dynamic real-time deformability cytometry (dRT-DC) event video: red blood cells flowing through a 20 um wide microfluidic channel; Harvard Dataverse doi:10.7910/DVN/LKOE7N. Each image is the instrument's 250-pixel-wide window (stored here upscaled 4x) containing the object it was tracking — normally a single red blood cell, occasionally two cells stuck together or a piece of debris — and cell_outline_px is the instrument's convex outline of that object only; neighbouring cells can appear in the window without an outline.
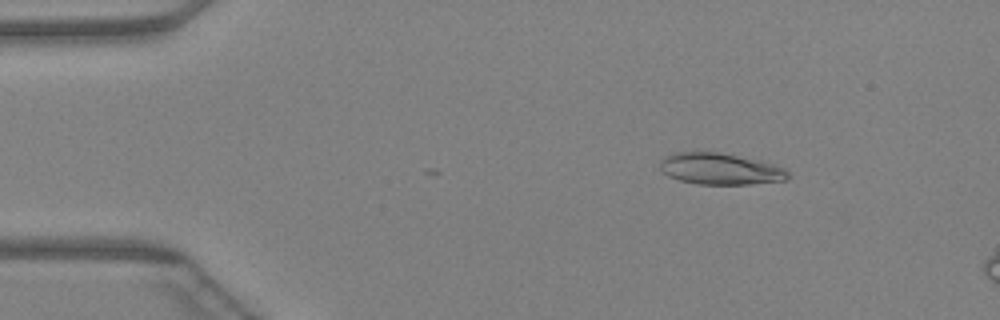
{"species": "Egyptian fruit bat (a non-hibernating species)", "species_latin": "Rousettus aegyptiacus", "temperature_condition": "warm", "stored_images_in_passage": 12, "camera_frame_rate_fps": 3000, "um_per_image_px": 0.085, "animal": {"sex": "female"}, "frame": {"image": 1, "passage_image": 7, "time_ms": 2.0, "image_size_px": [1000, 320], "cell_outline_px": [[788, 180], [748, 184], [696, 184], [680, 180], [668, 176], [660, 168], [660, 160], [664, 156], [672, 152], [716, 152], [764, 160], [784, 168], [788, 172]], "centroid_in_image_um": [61.22, 14.34], "position_along_channel_um": 23.8, "area_um2": 23.64}}